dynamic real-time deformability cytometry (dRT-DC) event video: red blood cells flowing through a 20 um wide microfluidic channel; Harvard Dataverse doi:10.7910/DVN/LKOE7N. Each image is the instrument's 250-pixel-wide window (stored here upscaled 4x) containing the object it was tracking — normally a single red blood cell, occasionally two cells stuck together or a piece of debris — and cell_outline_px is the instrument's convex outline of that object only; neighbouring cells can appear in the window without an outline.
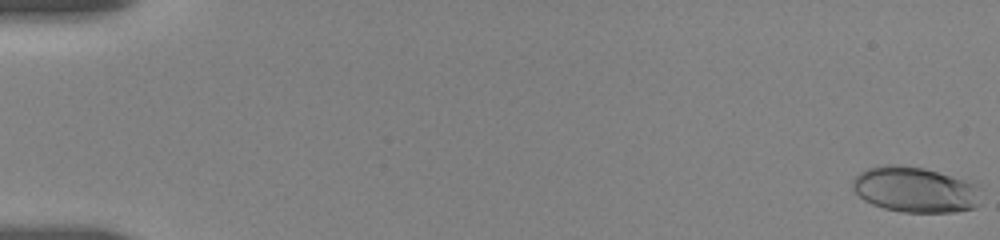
{"species": "human", "species_latin": "Homo sapiens", "temperature_condition": "room temperature", "stored_images_in_passage": 12, "camera_frame_rate_fps": 3000, "um_per_image_px": 0.085, "donor": {"sex": "female"}, "frame": {"image": 1, "passage_image": 1, "time_ms": 0.0, "image_size_px": [1000, 240], "cell_outline_px": [[980, 204], [976, 208], [956, 212], [904, 212], [884, 208], [872, 204], [864, 200], [852, 188], [852, 180], [860, 172], [868, 168], [884, 164], [900, 164], [924, 168], [980, 184]], "centroid_in_image_um": [77.82, 16.11], "position_along_channel_um": 7.2, "area_um2": 34.51}}
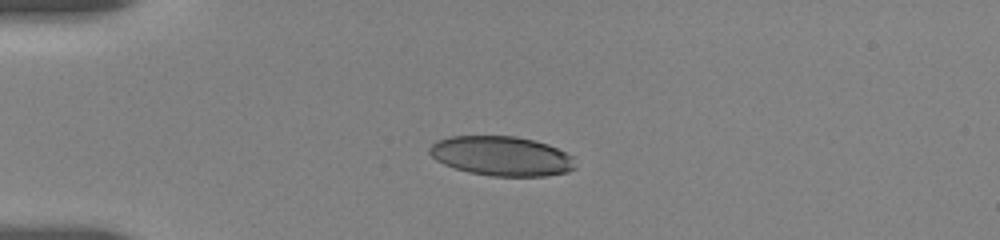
{"frame": {"image": 2, "passage_image": 9, "time_ms": 4.667, "image_size_px": [1000, 240], "cell_outline_px": [[576, 168], [568, 172], [544, 176], [492, 176], [468, 172], [444, 164], [436, 160], [428, 152], [428, 148], [436, 140], [448, 136], [516, 136], [548, 144], [572, 156]], "centroid_in_image_um": [42.6, 13.26], "position_along_channel_um": 42.4, "area_um2": 33.64}}
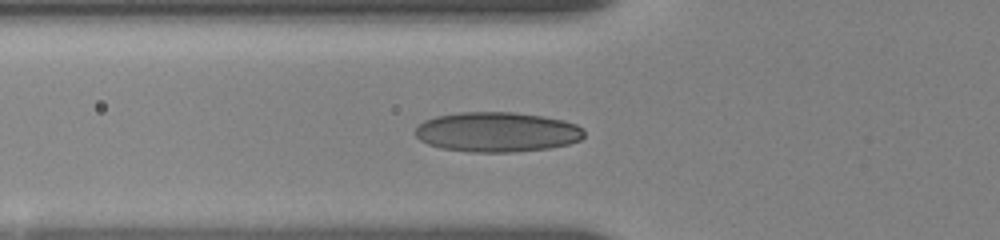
{"frame": {"image": 3, "passage_image": 12, "time_ms": 6.667, "image_size_px": [1000, 240], "cell_outline_px": [[584, 136], [580, 140], [568, 144], [548, 148], [512, 152], [468, 152], [440, 148], [428, 144], [420, 140], [416, 136], [416, 128], [424, 120], [436, 116], [460, 112], [512, 112], [540, 116], [564, 120], [576, 124], [584, 128]], "centroid_in_image_um": [42.25, 11.22], "position_along_channel_um": 83.6, "area_um2": 39.3}}